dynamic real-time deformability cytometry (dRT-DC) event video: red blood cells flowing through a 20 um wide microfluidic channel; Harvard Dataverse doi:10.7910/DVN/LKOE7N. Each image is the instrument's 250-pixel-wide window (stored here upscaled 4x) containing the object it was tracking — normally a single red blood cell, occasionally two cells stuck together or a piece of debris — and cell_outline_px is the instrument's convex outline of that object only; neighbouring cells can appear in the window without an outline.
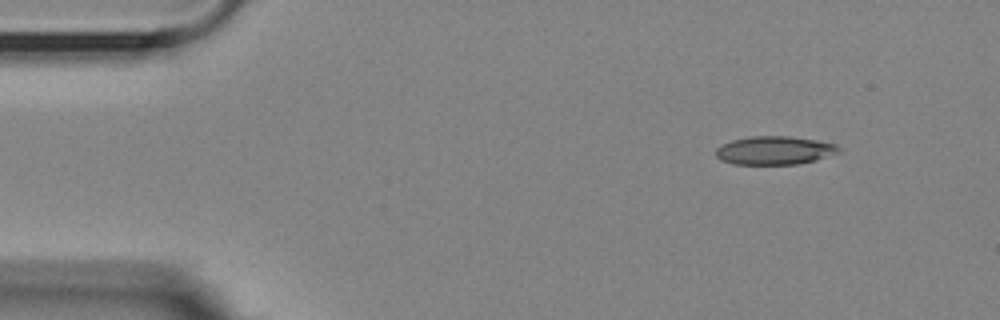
{"species": "Egyptian fruit bat (a non-hibernating species)", "species_latin": "Rousettus aegyptiacus", "temperature_condition": "room temperature", "stored_images_in_passage": 11, "camera_frame_rate_fps": 3000, "um_per_image_px": 0.085, "animal": {"sex": "female"}, "frame": {"image": 1, "passage_image": 1, "time_ms": 0.0, "image_size_px": [1000, 320], "cell_outline_px": [[840, 152], [816, 160], [800, 164], [732, 164], [720, 160], [716, 156], [716, 148], [720, 144], [732, 140], [752, 136], [788, 136], [816, 140], [836, 144], [840, 148]], "centroid_in_image_um": [65.82, 12.79], "position_along_channel_um": 19.2, "area_um2": 20.46}}
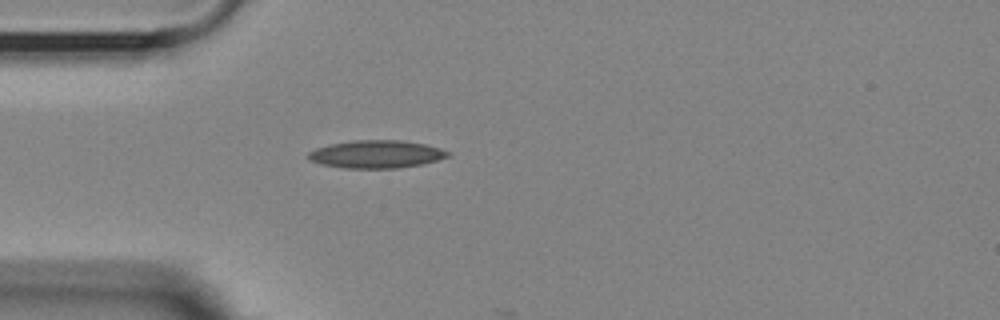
{"frame": {"image": 2, "passage_image": 10, "time_ms": 3.0, "image_size_px": [1000, 320], "cell_outline_px": [[452, 156], [424, 164], [400, 168], [344, 168], [320, 164], [308, 160], [308, 152], [316, 148], [332, 144], [352, 140], [400, 140], [424, 144], [440, 148], [452, 152]], "centroid_in_image_um": [32.03, 13.11], "position_along_channel_um": 53.0, "area_um2": 22.83}}